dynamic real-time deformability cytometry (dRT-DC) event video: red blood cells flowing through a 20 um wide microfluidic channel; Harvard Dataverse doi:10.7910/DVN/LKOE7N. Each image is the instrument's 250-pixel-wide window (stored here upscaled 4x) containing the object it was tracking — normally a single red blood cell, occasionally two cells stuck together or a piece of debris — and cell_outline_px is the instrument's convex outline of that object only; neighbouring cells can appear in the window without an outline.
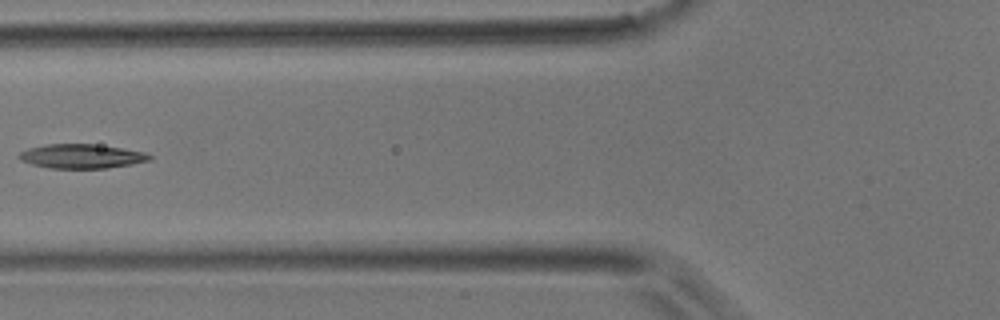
{"species": "common noctule bat (a hibernating species)", "species_latin": "Nyctalus noctula", "temperature_condition": "room temperature", "stored_images_in_passage": 4, "camera_frame_rate_fps": 3000, "um_per_image_px": 0.085, "animal": {"sex": "male", "body_mass_g": 17.9}, "frame": {"image": 1, "passage_image": 4, "time_ms": 1.0, "image_size_px": [1000, 320], "cell_outline_px": [[152, 160], [132, 164], [108, 168], [52, 168], [32, 164], [20, 160], [16, 156], [20, 152], [28, 148], [44, 144], [92, 144], [120, 148], [144, 152], [152, 156]], "centroid_in_image_um": [6.91, 13.28], "position_along_channel_um": 118.9, "area_um2": 18.38}}